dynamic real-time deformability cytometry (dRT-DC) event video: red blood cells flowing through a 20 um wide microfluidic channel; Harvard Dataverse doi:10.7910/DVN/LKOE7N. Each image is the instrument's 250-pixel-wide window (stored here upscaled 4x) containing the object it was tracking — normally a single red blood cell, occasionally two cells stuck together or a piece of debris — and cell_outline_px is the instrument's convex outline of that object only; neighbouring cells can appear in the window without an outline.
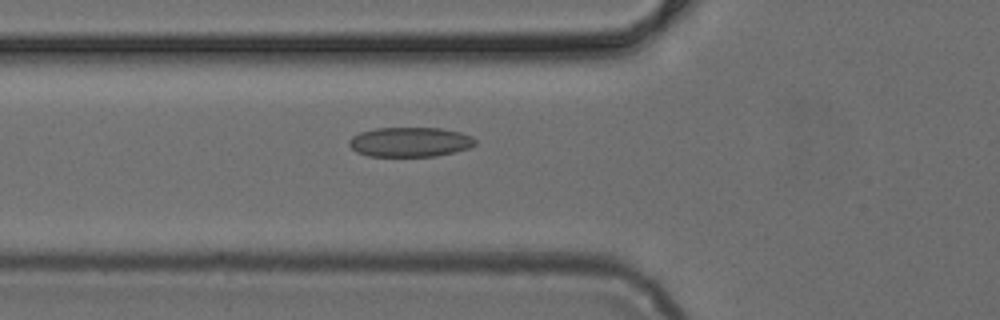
{"species": "common noctule bat (a hibernating species)", "species_latin": "Nyctalus noctula", "temperature_condition": "cold", "stored_images_in_passage": 32, "camera_frame_rate_fps": 3000, "um_per_image_px": 0.085, "animal": {"sex": "female", "body_mass_g": 24.6, "forearm_length_mm": 56.2}, "frame": {"image": 1, "passage_image": 2, "time_ms": 0.333, "image_size_px": [1000, 320], "cell_outline_px": [[476, 144], [468, 148], [436, 156], [368, 156], [356, 152], [348, 144], [348, 140], [352, 136], [360, 132], [376, 128], [440, 128], [460, 132], [472, 136], [476, 140]], "centroid_in_image_um": [34.83, 12.07], "position_along_channel_um": 91.0, "area_um2": 21.79}}
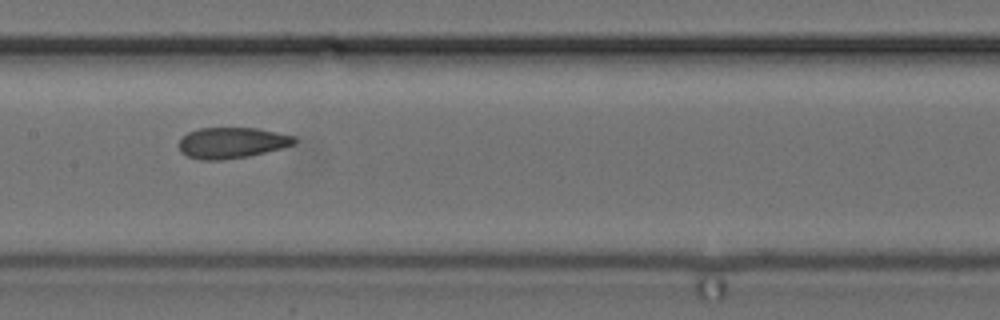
{"frame": {"image": 2, "passage_image": 9, "time_ms": 2.667, "image_size_px": [1000, 320], "cell_outline_px": [[296, 144], [284, 148], [248, 156], [224, 160], [200, 160], [188, 156], [180, 152], [180, 140], [188, 132], [200, 128], [256, 128], [296, 136]], "centroid_in_image_um": [19.74, 12.14], "position_along_channel_um": 187.7, "area_um2": 20.87}}
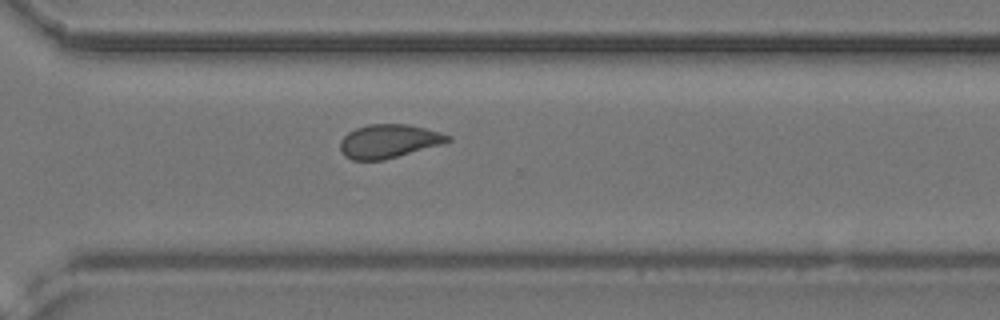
{"frame": {"image": 3, "passage_image": 20, "time_ms": 6.333, "image_size_px": [1000, 320], "cell_outline_px": [[452, 140], [444, 144], [384, 160], [352, 160], [344, 156], [340, 148], [340, 140], [348, 132], [356, 128], [368, 124], [408, 124], [440, 132], [452, 136]], "centroid_in_image_um": [33.06, 12.0], "position_along_channel_um": 337.5, "area_um2": 21.27}}